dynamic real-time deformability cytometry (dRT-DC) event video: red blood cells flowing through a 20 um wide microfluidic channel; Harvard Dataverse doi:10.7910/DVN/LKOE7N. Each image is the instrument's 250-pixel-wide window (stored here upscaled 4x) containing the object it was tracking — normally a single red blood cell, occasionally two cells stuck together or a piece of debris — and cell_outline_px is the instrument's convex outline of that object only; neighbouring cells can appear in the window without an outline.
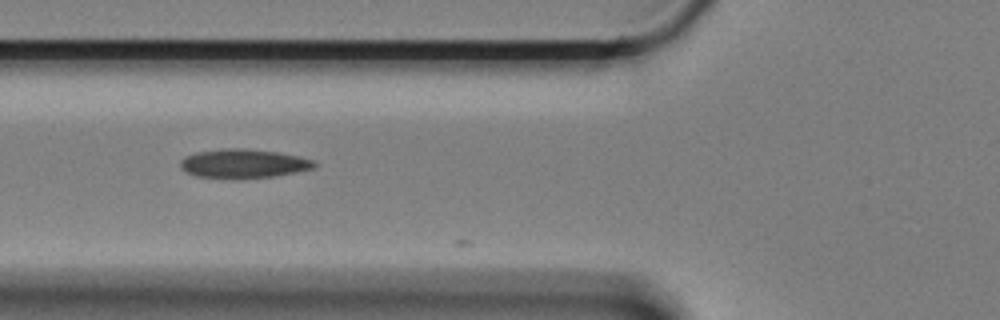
{"species": "Egyptian fruit bat (a non-hibernating species)", "species_latin": "Rousettus aegyptiacus", "temperature_condition": "cold", "stored_images_in_passage": 14, "camera_frame_rate_fps": 3000, "um_per_image_px": 0.085, "animal": {"sex": "female"}, "frame": {"image": 1, "passage_image": 4, "time_ms": 1.0, "image_size_px": [1000, 320], "cell_outline_px": [[320, 164], [316, 168], [276, 176], [240, 180], [232, 180], [196, 176], [180, 168], [180, 160], [184, 156], [196, 152], [220, 148], [248, 148], [280, 152], [300, 156], [312, 160]], "centroid_in_image_um": [20.71, 13.91], "position_along_channel_um": 105.1, "area_um2": 23.52}}
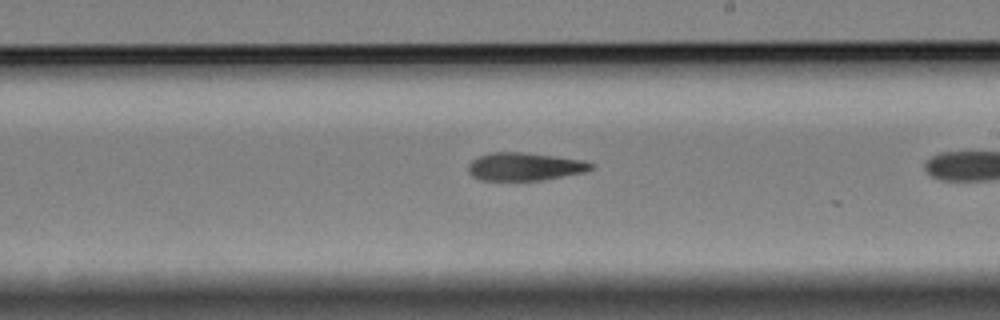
{"frame": {"image": 2, "passage_image": 13, "time_ms": 4.0, "image_size_px": [1000, 320], "cell_outline_px": [[596, 168], [584, 172], [544, 180], [480, 180], [472, 176], [468, 172], [468, 164], [476, 156], [488, 152], [524, 152], [584, 160], [596, 164]], "centroid_in_image_um": [44.61, 14.15], "position_along_channel_um": 244.4, "area_um2": 20.35}}